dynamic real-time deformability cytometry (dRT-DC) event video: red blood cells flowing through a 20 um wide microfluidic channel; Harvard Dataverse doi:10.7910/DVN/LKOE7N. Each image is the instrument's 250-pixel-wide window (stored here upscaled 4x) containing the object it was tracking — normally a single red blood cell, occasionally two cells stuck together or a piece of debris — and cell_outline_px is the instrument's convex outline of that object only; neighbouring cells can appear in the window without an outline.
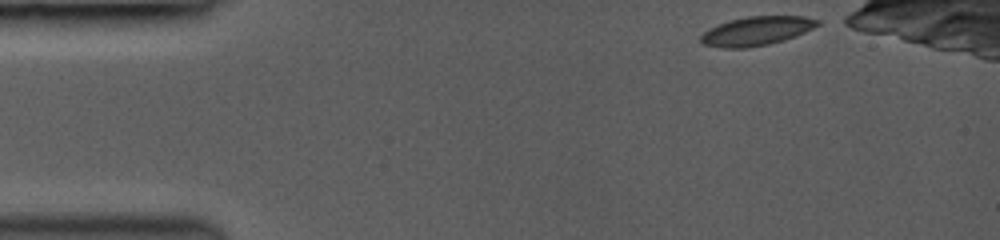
{"species": "common noctule bat (a hibernating species)", "species_latin": "Nyctalus noctula", "temperature_condition": "room temperature", "stored_images_in_passage": 4, "camera_frame_rate_fps": 3000, "um_per_image_px": 0.085, "animal": {"sex": "female", "body_mass_g": 19.0, "forearm_length_mm": 53.3}, "frame": {"image": 1, "passage_image": 1, "time_ms": 0.0, "image_size_px": [1000, 240], "cell_outline_px": [[820, 24], [796, 36], [784, 40], [768, 44], [748, 48], [720, 48], [700, 44], [700, 36], [708, 28], [732, 20], [748, 16], [804, 16], [820, 20]], "centroid_in_image_um": [64.28, 2.64], "position_along_channel_um": 20.7, "area_um2": 19.71}}
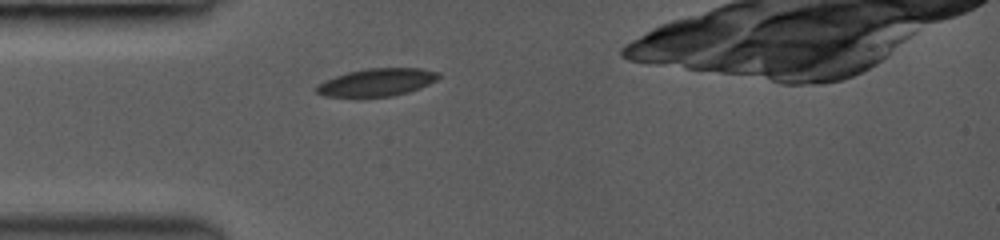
{"frame": {"image": 2, "passage_image": 4, "time_ms": 2.667, "image_size_px": [1000, 240], "cell_outline_px": [[440, 76], [436, 80], [420, 88], [408, 92], [392, 96], [356, 100], [324, 96], [316, 92], [316, 88], [324, 80], [348, 72], [368, 68], [420, 68], [440, 72]], "centroid_in_image_um": [31.99, 7.04], "position_along_channel_um": 53.0, "area_um2": 20.4}}